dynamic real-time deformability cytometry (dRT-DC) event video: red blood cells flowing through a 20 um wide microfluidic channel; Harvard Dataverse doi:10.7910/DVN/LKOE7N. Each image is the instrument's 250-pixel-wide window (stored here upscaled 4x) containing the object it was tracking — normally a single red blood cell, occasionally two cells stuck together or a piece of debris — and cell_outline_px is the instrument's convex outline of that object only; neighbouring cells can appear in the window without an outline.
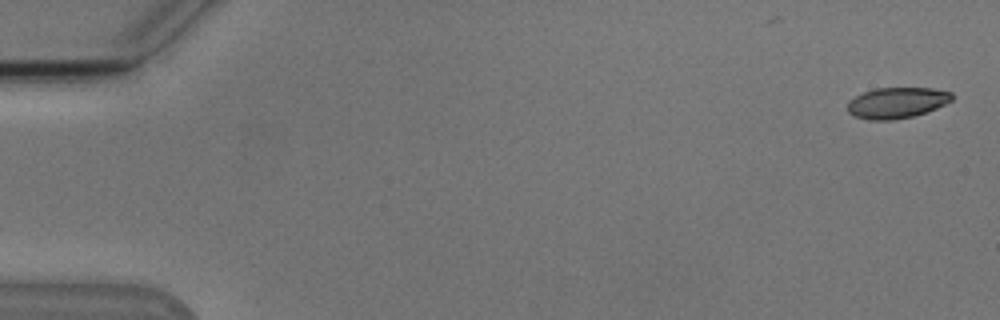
{"species": "Egyptian fruit bat (a non-hibernating species)", "species_latin": "Rousettus aegyptiacus", "temperature_condition": "cold", "stored_images_in_passage": 17, "camera_frame_rate_fps": 3000, "um_per_image_px": 0.085, "animal": {"sex": "male"}, "frame": {"image": 1, "passage_image": 1, "time_ms": 0.0, "image_size_px": [1000, 320], "cell_outline_px": [[952, 100], [936, 108], [912, 116], [892, 120], [868, 120], [856, 116], [848, 112], [848, 100], [864, 92], [876, 88], [932, 88], [952, 92]], "centroid_in_image_um": [76.22, 8.73], "position_along_channel_um": 8.8, "area_um2": 18.61}}